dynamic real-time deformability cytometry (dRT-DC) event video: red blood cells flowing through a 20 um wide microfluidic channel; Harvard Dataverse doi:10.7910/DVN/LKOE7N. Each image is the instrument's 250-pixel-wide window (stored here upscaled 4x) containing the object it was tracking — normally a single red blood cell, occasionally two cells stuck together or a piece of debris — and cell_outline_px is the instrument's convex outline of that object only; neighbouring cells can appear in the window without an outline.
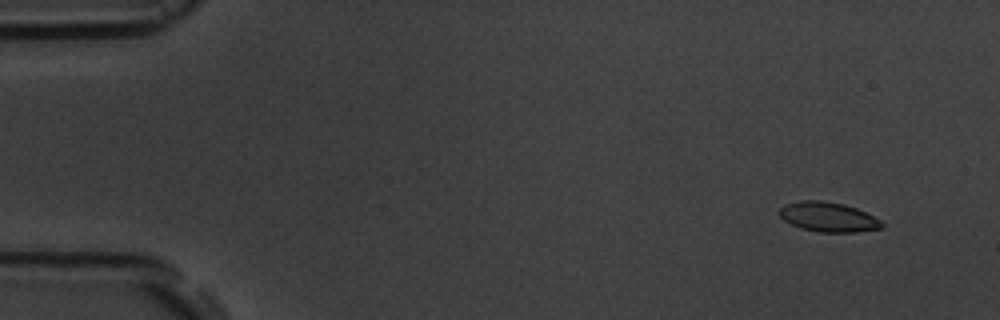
{"species": "common noctule bat (a hibernating species)", "species_latin": "Nyctalus noctula", "temperature_condition": "room temperature", "stored_images_in_passage": 9, "camera_frame_rate_fps": 3000, "um_per_image_px": 0.085, "animal": {"sex": "male", "body_mass_g": 19.5, "forearm_length_mm": 54.6}, "frame": {"image": 1, "passage_image": 2, "time_ms": 1.333, "image_size_px": [1000, 320], "cell_outline_px": [[884, 228], [856, 232], [820, 232], [800, 228], [784, 220], [780, 216], [780, 208], [788, 204], [800, 200], [820, 200], [844, 204], [856, 208], [880, 220], [884, 224]], "centroid_in_image_um": [70.42, 18.45], "position_along_channel_um": 14.6, "area_um2": 17.57}}
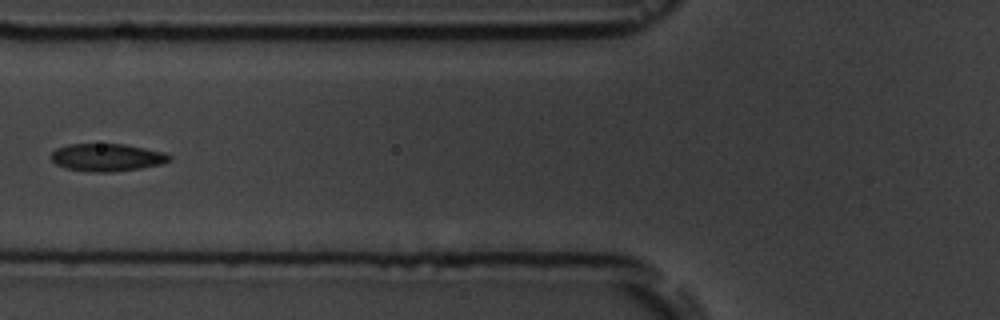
{"frame": {"image": 2, "passage_image": 7, "time_ms": 7.333, "image_size_px": [1000, 320], "cell_outline_px": [[172, 160], [160, 164], [140, 168], [112, 172], [92, 172], [64, 168], [56, 164], [52, 160], [52, 152], [56, 148], [68, 144], [124, 144], [164, 152], [172, 156]], "centroid_in_image_um": [9.09, 13.38], "position_along_channel_um": 116.7, "area_um2": 19.02}}
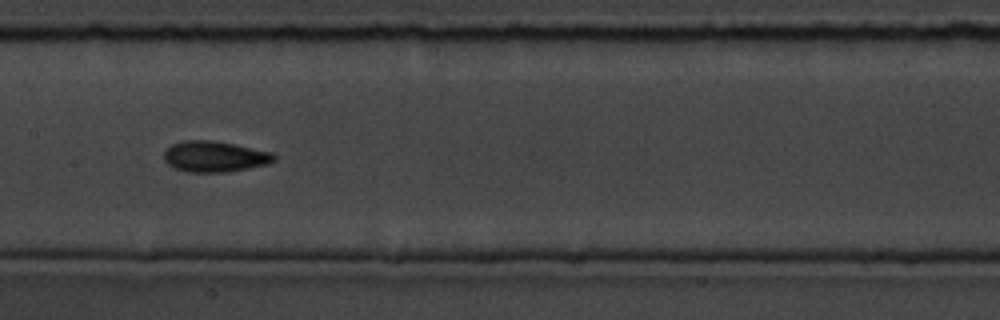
{"frame": {"image": 3, "passage_image": 9, "time_ms": 9.333, "image_size_px": [1000, 320], "cell_outline_px": [[276, 160], [268, 164], [248, 168], [224, 172], [188, 172], [172, 168], [164, 160], [164, 152], [172, 144], [184, 140], [212, 140], [272, 152], [276, 156]], "centroid_in_image_um": [18.23, 13.31], "position_along_channel_um": 189.2, "area_um2": 19.77}}